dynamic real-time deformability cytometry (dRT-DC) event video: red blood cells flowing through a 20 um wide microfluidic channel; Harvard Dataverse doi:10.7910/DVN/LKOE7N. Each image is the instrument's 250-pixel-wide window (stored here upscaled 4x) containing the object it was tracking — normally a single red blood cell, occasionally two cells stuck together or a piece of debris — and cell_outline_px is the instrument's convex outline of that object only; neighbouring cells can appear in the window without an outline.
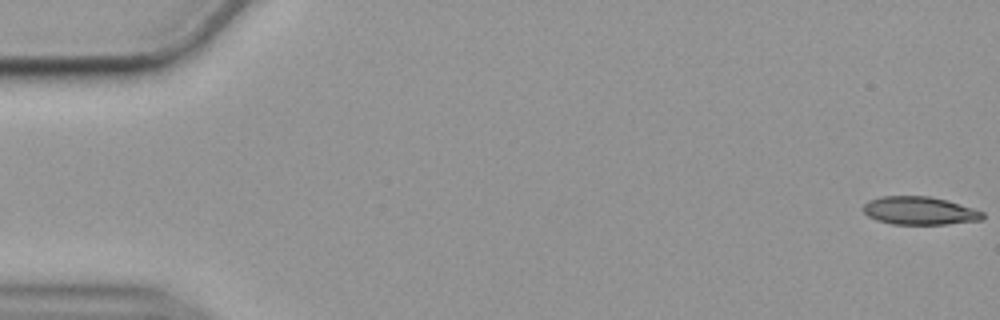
{"species": "common noctule bat (a hibernating species)", "species_latin": "Nyctalus noctula", "temperature_condition": "cold", "stored_images_in_passage": 11, "camera_frame_rate_fps": 3000, "um_per_image_px": 0.085, "animal": {"sex": "female", "body_mass_g": 19.9}, "frame": {"image": 1, "passage_image": 1, "time_ms": 0.0, "image_size_px": [1000, 320], "cell_outline_px": [[984, 216], [980, 220], [948, 224], [892, 224], [876, 220], [868, 216], [864, 212], [864, 204], [868, 200], [884, 196], [928, 196], [944, 200], [972, 208], [984, 212]], "centroid_in_image_um": [78.13, 17.92], "position_along_channel_um": 6.9, "area_um2": 19.31}}